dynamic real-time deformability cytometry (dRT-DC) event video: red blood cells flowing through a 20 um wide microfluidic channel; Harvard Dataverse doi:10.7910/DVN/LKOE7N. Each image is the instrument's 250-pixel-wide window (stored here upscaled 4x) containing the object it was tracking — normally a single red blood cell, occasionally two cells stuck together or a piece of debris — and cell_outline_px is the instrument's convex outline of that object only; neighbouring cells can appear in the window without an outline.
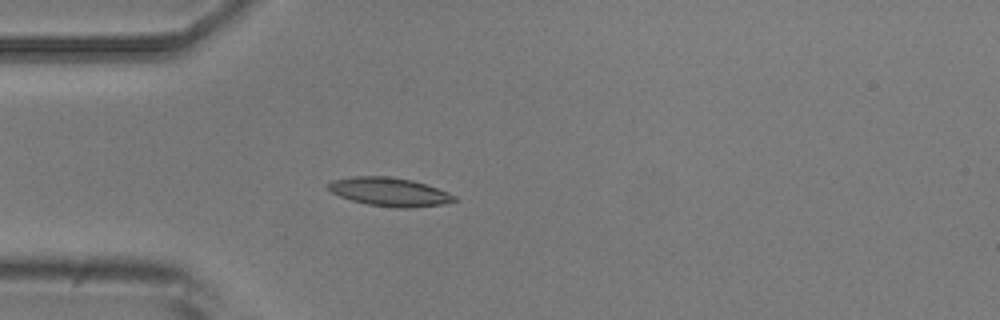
{"species": "common noctule bat (a hibernating species)", "species_latin": "Nyctalus noctula", "temperature_condition": "room temperature", "stored_images_in_passage": 2, "camera_frame_rate_fps": 3000, "um_per_image_px": 0.085, "animal": {"sex": "male", "body_mass_g": 20.5, "forearm_length_mm": 52.5}, "frame": {"image": 1, "passage_image": 2, "time_ms": 1.0, "image_size_px": [1000, 320], "cell_outline_px": [[456, 200], [444, 204], [412, 208], [396, 208], [368, 204], [352, 200], [340, 196], [332, 192], [328, 188], [328, 184], [332, 180], [352, 176], [388, 176], [412, 180], [448, 192], [456, 196]], "centroid_in_image_um": [33.11, 16.31], "position_along_channel_um": 51.9, "area_um2": 20.87}}